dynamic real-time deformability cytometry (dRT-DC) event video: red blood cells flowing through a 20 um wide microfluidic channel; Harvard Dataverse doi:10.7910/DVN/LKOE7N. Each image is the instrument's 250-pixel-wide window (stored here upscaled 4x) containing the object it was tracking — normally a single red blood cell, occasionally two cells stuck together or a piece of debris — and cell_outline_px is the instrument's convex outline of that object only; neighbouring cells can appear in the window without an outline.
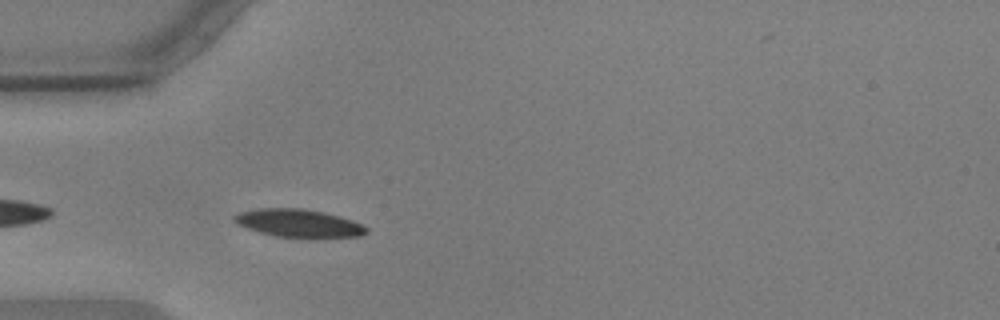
{"species": "common noctule bat (a hibernating species)", "species_latin": "Nyctalus noctula", "temperature_condition": "warm", "stored_images_in_passage": 42, "camera_frame_rate_fps": 3000, "um_per_image_px": 0.085, "animal": {"sex": "male", "body_mass_g": 17.9, "forearm_length_mm": 54.2}, "frame": {"image": 1, "passage_image": 3, "time_ms": 0.667, "image_size_px": [1000, 320], "cell_outline_px": [[368, 232], [360, 236], [316, 240], [308, 240], [276, 236], [260, 232], [236, 224], [232, 220], [232, 216], [240, 212], [256, 208], [304, 208], [324, 212], [340, 216], [364, 224], [368, 228]], "centroid_in_image_um": [25.44, 19.01], "position_along_channel_um": 59.6, "area_um2": 22.54}}
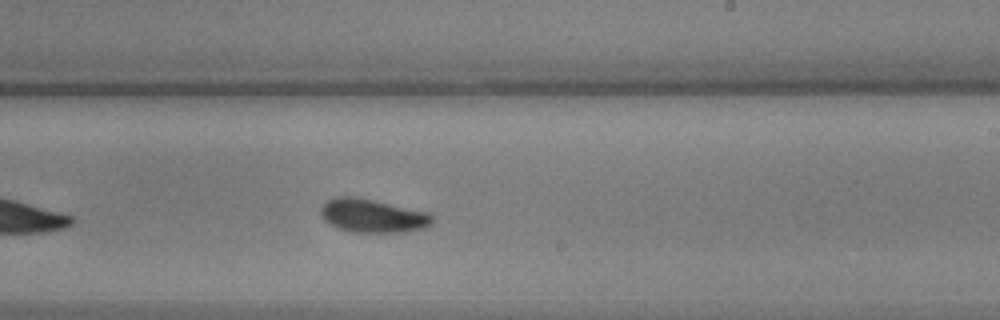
{"frame": {"image": 2, "passage_image": 20, "time_ms": 6.333, "image_size_px": [1000, 320], "cell_outline_px": [[432, 224], [424, 228], [400, 232], [352, 232], [336, 228], [328, 224], [320, 216], [320, 208], [328, 200], [336, 196], [352, 196], [372, 200], [428, 212], [432, 216]], "centroid_in_image_um": [31.62, 18.35], "position_along_channel_um": 257.4, "area_um2": 21.73}}
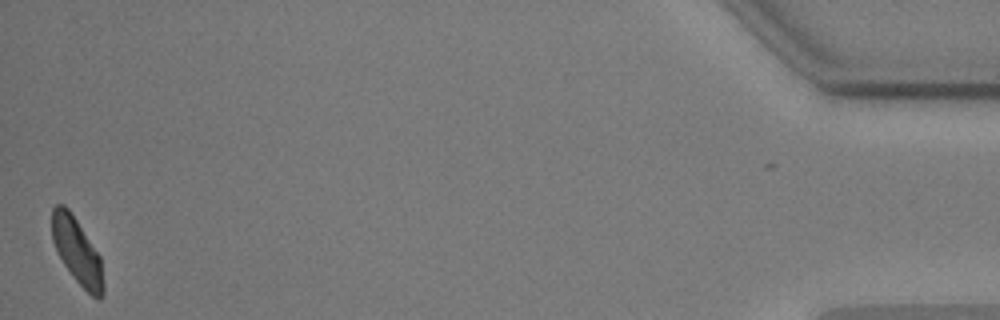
{"frame": {"image": 3, "passage_image": 42, "time_ms": 13.667, "image_size_px": [1000, 320], "cell_outline_px": [[104, 296], [100, 300], [96, 300], [72, 276], [64, 264], [52, 240], [52, 208], [56, 204], [64, 204], [68, 208], [100, 256], [104, 284]], "centroid_in_image_um": [6.57, 21.38], "position_along_channel_um": 428.6, "area_um2": 19.54}, "authors_computed_cell_mechanics": {"area_um2": 21.1837, "velocity_mm_per_s": 3.5491, "shape_relaxation_time_tau1_ms": 2.5043, "shape_relaxation_time_tau2_ms": 2.2934, "deformation_change_tau1": 0.1147, "deformation_change_tau2": 0.0673}}